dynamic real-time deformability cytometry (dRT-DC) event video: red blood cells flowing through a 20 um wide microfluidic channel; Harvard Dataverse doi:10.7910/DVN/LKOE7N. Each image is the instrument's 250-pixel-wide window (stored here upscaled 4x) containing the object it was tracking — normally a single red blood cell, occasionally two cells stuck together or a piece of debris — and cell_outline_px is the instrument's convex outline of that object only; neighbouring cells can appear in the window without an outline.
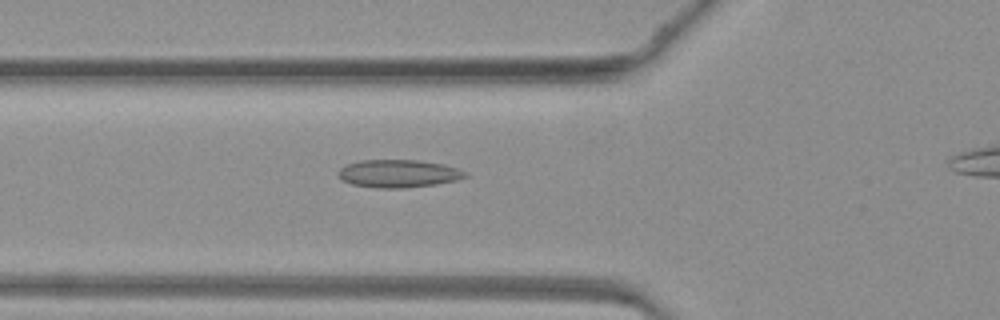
{"species": "common noctule bat (a hibernating species)", "species_latin": "Nyctalus noctula", "temperature_condition": "warm", "stored_images_in_passage": 28, "camera_frame_rate_fps": 3000, "um_per_image_px": 0.085, "animal": {"sex": "female", "body_mass_g": 19.3, "forearm_length_mm": 54.1}, "frame": {"image": 1, "passage_image": 4, "time_ms": 1.0, "image_size_px": [1000, 320], "cell_outline_px": [[468, 176], [456, 180], [436, 184], [404, 188], [376, 188], [352, 184], [340, 180], [336, 172], [340, 168], [348, 164], [360, 160], [416, 160], [444, 164], [456, 168], [464, 172]], "centroid_in_image_um": [33.81, 14.75], "position_along_channel_um": 92.0, "area_um2": 20.58}}
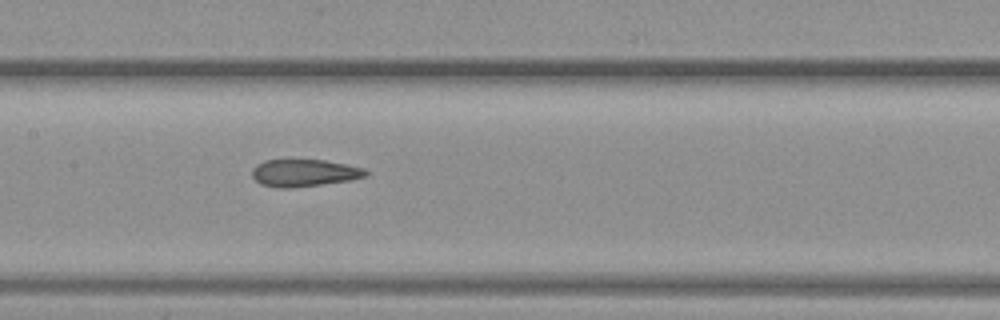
{"frame": {"image": 2, "passage_image": 10, "time_ms": 3.0, "image_size_px": [1000, 320], "cell_outline_px": [[368, 176], [352, 180], [292, 188], [276, 188], [260, 184], [252, 176], [252, 168], [256, 164], [264, 160], [324, 160], [364, 168], [368, 172]], "centroid_in_image_um": [25.84, 14.7], "position_along_channel_um": 181.6, "area_um2": 18.15}}
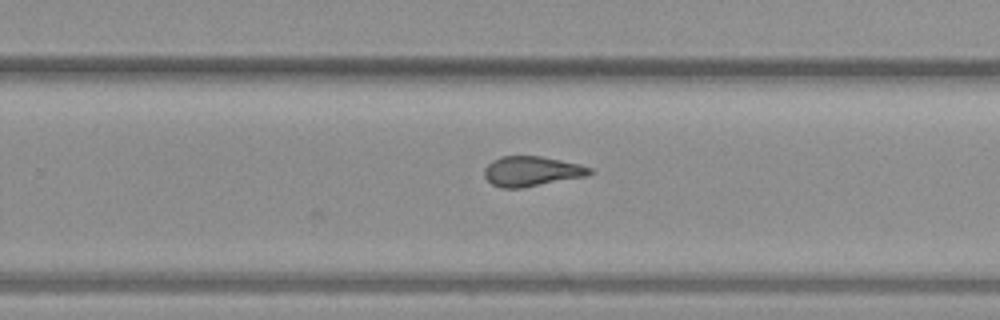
{"frame": {"image": 3, "passage_image": 17, "time_ms": 5.333, "image_size_px": [1000, 320], "cell_outline_px": [[592, 172], [588, 176], [524, 188], [500, 188], [492, 184], [484, 176], [484, 168], [492, 160], [500, 156], [540, 156], [580, 164], [592, 168]], "centroid_in_image_um": [45.19, 14.57], "position_along_channel_um": 284.6, "area_um2": 18.61}}